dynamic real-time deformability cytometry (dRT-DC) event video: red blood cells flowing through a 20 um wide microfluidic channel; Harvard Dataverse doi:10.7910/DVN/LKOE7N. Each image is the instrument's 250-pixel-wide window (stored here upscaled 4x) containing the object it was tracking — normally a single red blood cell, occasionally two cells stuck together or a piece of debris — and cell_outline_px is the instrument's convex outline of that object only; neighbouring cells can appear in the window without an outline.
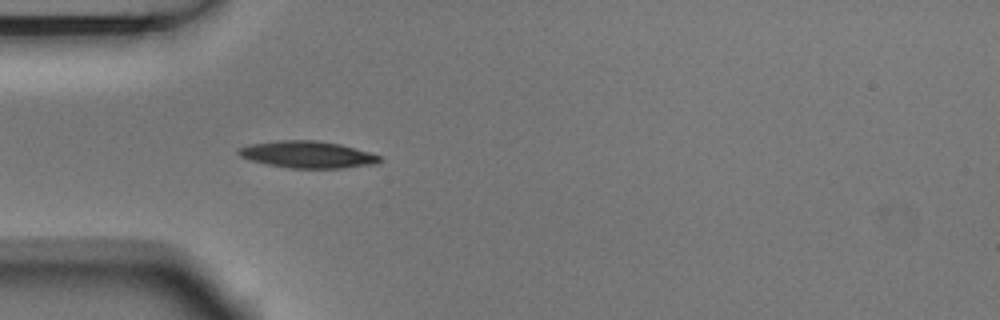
{"species": "Egyptian fruit bat (a non-hibernating species)", "species_latin": "Rousettus aegyptiacus", "temperature_condition": "room temperature", "stored_images_in_passage": 3, "camera_frame_rate_fps": 3000, "um_per_image_px": 0.085, "animal": {"sex": "male"}, "frame": {"image": 1, "passage_image": 3, "time_ms": 0.667, "image_size_px": [1000, 320], "cell_outline_px": [[380, 160], [376, 164], [340, 168], [288, 168], [268, 164], [252, 160], [240, 156], [236, 152], [236, 148], [248, 144], [276, 140], [320, 140], [340, 144], [368, 152], [380, 156]], "centroid_in_image_um": [26.08, 13.12], "position_along_channel_um": 58.9, "area_um2": 22.14}}